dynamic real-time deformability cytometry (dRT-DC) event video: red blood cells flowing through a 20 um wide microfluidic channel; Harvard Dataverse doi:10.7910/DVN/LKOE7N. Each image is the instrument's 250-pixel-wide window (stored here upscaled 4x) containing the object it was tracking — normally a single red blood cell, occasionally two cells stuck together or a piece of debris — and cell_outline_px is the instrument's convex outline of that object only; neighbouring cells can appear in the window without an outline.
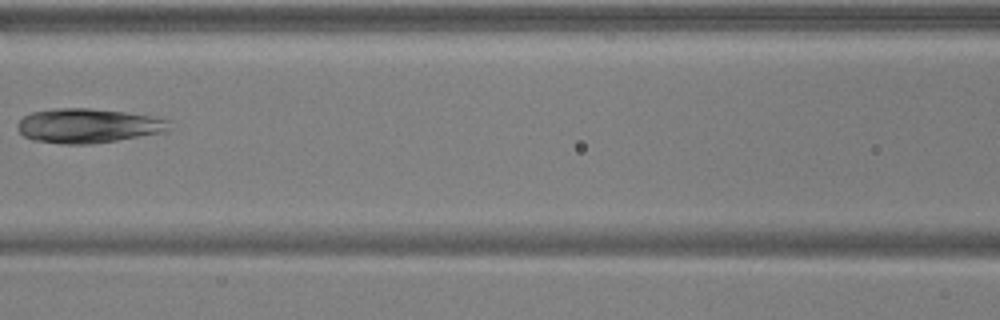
{"species": "common noctule bat (a hibernating species)", "species_latin": "Nyctalus noctula", "temperature_condition": "warm", "stored_images_in_passage": 7, "camera_frame_rate_fps": 3000, "um_per_image_px": 0.085, "animal": {"sex": "male", "body_mass_g": 17.9, "forearm_length_mm": 54.2}, "frame": {"image": 1, "passage_image": 6, "time_ms": 1.667, "image_size_px": [1000, 320], "cell_outline_px": [[172, 120], [168, 128], [164, 132], [92, 144], [60, 144], [32, 140], [24, 136], [16, 128], [16, 124], [24, 116], [32, 112], [56, 108], [88, 108], [124, 112], [152, 116]], "centroid_in_image_um": [7.46, 10.69], "position_along_channel_um": 159.1, "area_um2": 30.46}}
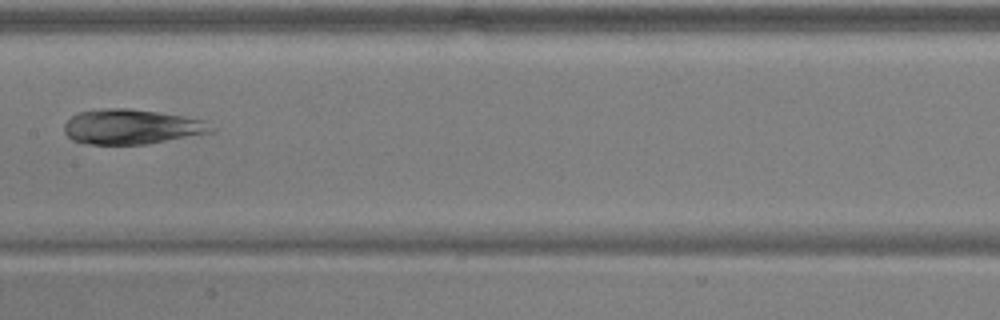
{"frame": {"image": 2, "passage_image": 7, "time_ms": 2.0, "image_size_px": [1000, 320], "cell_outline_px": [[216, 128], [212, 132], [148, 144], [88, 144], [72, 140], [64, 132], [64, 124], [76, 112], [100, 108], [132, 108], [160, 112], [204, 120]], "centroid_in_image_um": [11.17, 10.76], "position_along_channel_um": 196.2, "area_um2": 30.11}}